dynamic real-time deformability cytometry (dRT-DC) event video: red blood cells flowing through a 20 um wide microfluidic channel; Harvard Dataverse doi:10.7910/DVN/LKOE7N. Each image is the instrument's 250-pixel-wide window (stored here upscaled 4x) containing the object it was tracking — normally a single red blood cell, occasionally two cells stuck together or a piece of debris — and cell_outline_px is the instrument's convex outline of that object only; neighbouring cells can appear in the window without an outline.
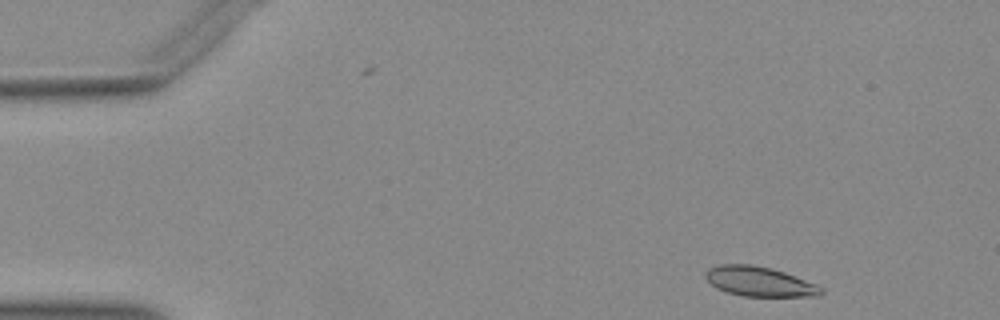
{"species": "Egyptian fruit bat (a non-hibernating species)", "species_latin": "Rousettus aegyptiacus", "temperature_condition": "warm", "stored_images_in_passage": 48, "camera_frame_rate_fps": 3000, "um_per_image_px": 0.085, "animal": {"sex": "female"}, "frame": {"image": 1, "passage_image": 2, "time_ms": 0.333, "image_size_px": [1000, 320], "cell_outline_px": [[824, 292], [820, 296], [740, 296], [716, 288], [704, 276], [704, 272], [708, 268], [720, 264], [752, 264], [772, 268], [784, 272], [816, 284], [824, 288]], "centroid_in_image_um": [64.55, 23.92], "position_along_channel_um": 20.5, "area_um2": 20.11}}
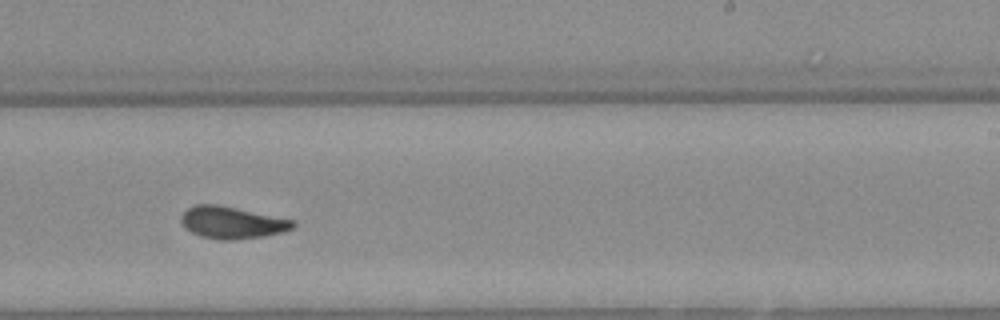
{"frame": {"image": 2, "passage_image": 28, "time_ms": 9.0, "image_size_px": [1000, 320], "cell_outline_px": [[296, 224], [292, 228], [280, 232], [264, 236], [232, 240], [224, 240], [200, 236], [192, 232], [180, 220], [180, 216], [188, 208], [196, 204], [216, 204], [296, 220]], "centroid_in_image_um": [19.73, 18.91], "position_along_channel_um": 269.3, "area_um2": 20.63}}
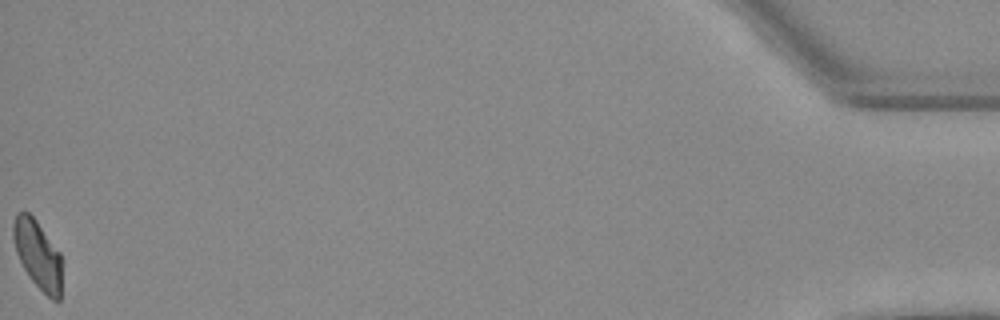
{"frame": {"image": 3, "passage_image": 48, "time_ms": 15.667, "image_size_px": [1000, 320], "cell_outline_px": [[60, 300], [52, 300], [32, 280], [24, 268], [16, 252], [12, 236], [12, 224], [16, 212], [28, 212], [36, 220], [60, 252]], "centroid_in_image_um": [3.17, 21.59], "position_along_channel_um": 432.0, "area_um2": 19.07}}